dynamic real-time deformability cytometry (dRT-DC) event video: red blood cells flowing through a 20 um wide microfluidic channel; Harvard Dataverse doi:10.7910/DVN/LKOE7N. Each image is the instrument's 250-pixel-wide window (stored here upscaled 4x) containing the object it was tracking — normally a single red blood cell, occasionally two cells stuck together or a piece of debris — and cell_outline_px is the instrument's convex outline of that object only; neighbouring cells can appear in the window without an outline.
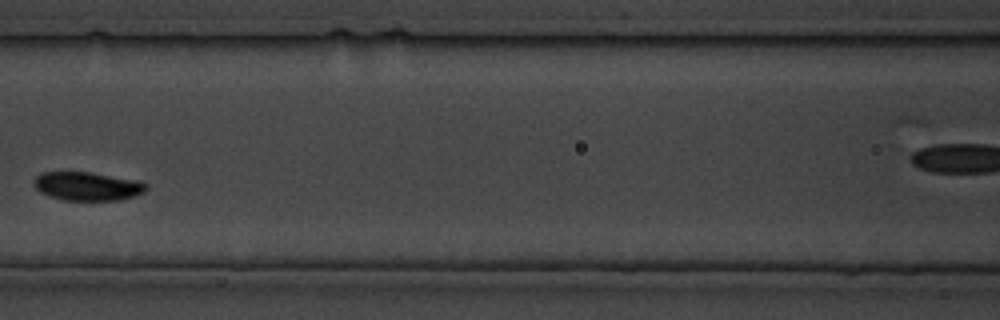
{"species": "common noctule bat (a hibernating species)", "species_latin": "Nyctalus noctula", "temperature_condition": "cold", "stored_images_in_passage": 17, "camera_frame_rate_fps": 3000, "um_per_image_px": 0.085, "animal": {"sex": "male", "body_mass_g": 19.5, "forearm_length_mm": 54.6}, "frame": {"image": 1, "passage_image": 8, "time_ms": 9.0, "image_size_px": [1000, 320], "cell_outline_px": [[148, 188], [144, 192], [120, 200], [64, 200], [40, 192], [32, 184], [36, 176], [44, 172], [92, 172], [140, 180]], "centroid_in_image_um": [7.44, 15.82], "position_along_channel_um": 159.2, "area_um2": 18.67}}
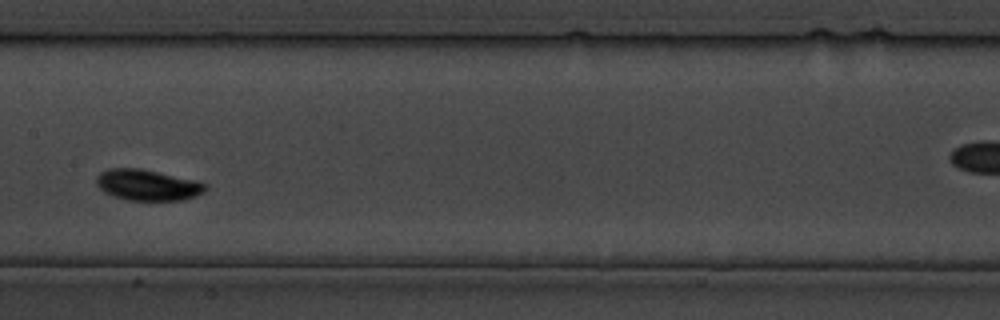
{"frame": {"image": 2, "passage_image": 10, "time_ms": 11.333, "image_size_px": [1000, 320], "cell_outline_px": [[208, 188], [204, 192], [196, 196], [184, 200], [128, 200], [104, 192], [96, 184], [96, 176], [100, 172], [108, 168], [140, 168], [200, 180]], "centroid_in_image_um": [12.57, 15.71], "position_along_channel_um": 194.8, "area_um2": 19.88}}
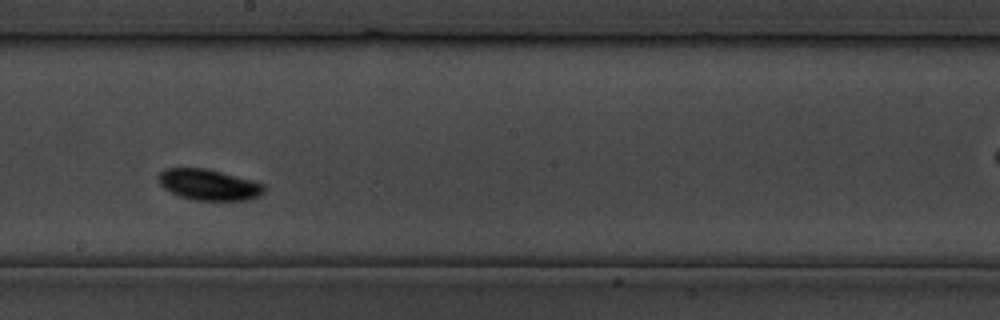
{"frame": {"image": 3, "passage_image": 12, "time_ms": 13.667, "image_size_px": [1000, 320], "cell_outline_px": [[264, 192], [260, 196], [244, 200], [192, 200], [180, 196], [164, 188], [160, 184], [156, 176], [164, 168], [208, 168], [252, 180], [264, 184]], "centroid_in_image_um": [17.73, 15.69], "position_along_channel_um": 230.5, "area_um2": 19.13}}